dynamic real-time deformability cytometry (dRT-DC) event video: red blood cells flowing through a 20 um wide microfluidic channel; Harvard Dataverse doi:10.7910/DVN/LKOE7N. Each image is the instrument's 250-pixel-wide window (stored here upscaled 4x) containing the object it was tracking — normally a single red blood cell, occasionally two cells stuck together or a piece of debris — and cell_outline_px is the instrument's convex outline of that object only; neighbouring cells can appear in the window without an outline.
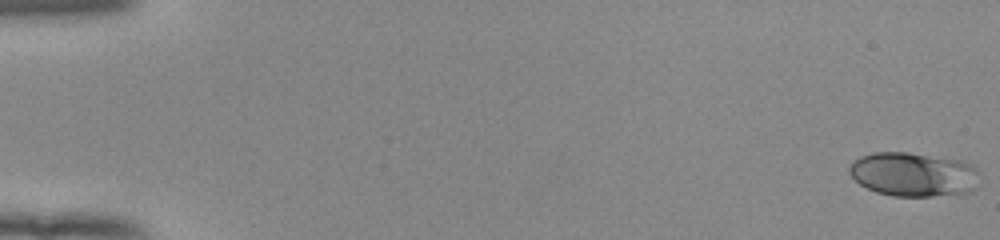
{"species": "human", "species_latin": "Homo sapiens", "temperature_condition": "room temperature", "stored_images_in_passage": 53, "camera_frame_rate_fps": 3000, "um_per_image_px": 0.085, "donor": {"sex": "female"}, "frame": {"image": 1, "passage_image": 1, "time_ms": 0.0, "image_size_px": [1000, 240], "cell_outline_px": [[980, 172], [976, 188], [972, 192], [932, 196], [892, 196], [876, 192], [860, 184], [848, 172], [848, 168], [852, 160], [860, 156], [872, 152], [908, 152], [964, 160], [976, 168]], "centroid_in_image_um": [77.66, 14.81], "position_along_channel_um": 7.3, "area_um2": 33.99}}
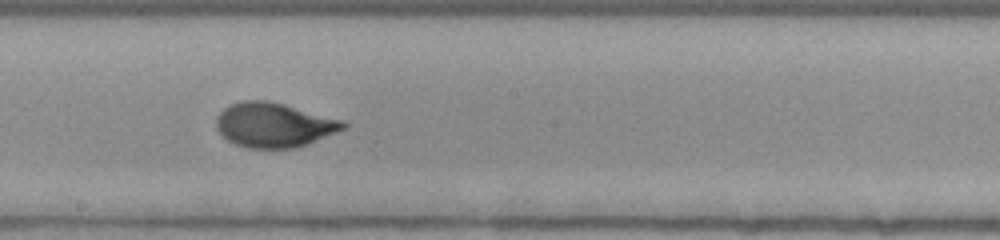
{"frame": {"image": 2, "passage_image": 31, "time_ms": 10.0, "image_size_px": [1000, 240], "cell_outline_px": [[348, 124], [344, 128], [336, 132], [308, 144], [296, 148], [248, 148], [236, 144], [228, 140], [216, 128], [216, 116], [228, 104], [240, 100], [268, 100], [284, 104], [344, 120]], "centroid_in_image_um": [23.27, 10.61], "position_along_channel_um": 224.9, "area_um2": 33.06}}
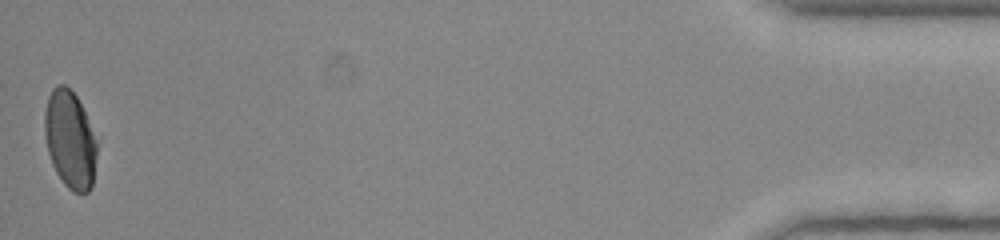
{"frame": {"image": 3, "passage_image": 53, "time_ms": 17.333, "image_size_px": [1000, 240], "cell_outline_px": [[96, 156], [92, 188], [88, 192], [72, 192], [64, 184], [56, 172], [52, 164], [48, 152], [44, 132], [44, 112], [48, 96], [52, 88], [56, 84], [64, 84], [76, 96], [84, 112], [96, 140]], "centroid_in_image_um": [5.92, 11.87], "position_along_channel_um": 429.3, "area_um2": 29.59}, "authors_computed_cell_mechanics": {"area_um2": 32.4258, "velocity_mm_per_s": 3.9596, "shape_relaxation_time_tau1_ms": 5.6522, "shape_relaxation_time_tau2_ms": null, "deformation_change_tau1": 0.1846, "deformation_change_tau2": null}}